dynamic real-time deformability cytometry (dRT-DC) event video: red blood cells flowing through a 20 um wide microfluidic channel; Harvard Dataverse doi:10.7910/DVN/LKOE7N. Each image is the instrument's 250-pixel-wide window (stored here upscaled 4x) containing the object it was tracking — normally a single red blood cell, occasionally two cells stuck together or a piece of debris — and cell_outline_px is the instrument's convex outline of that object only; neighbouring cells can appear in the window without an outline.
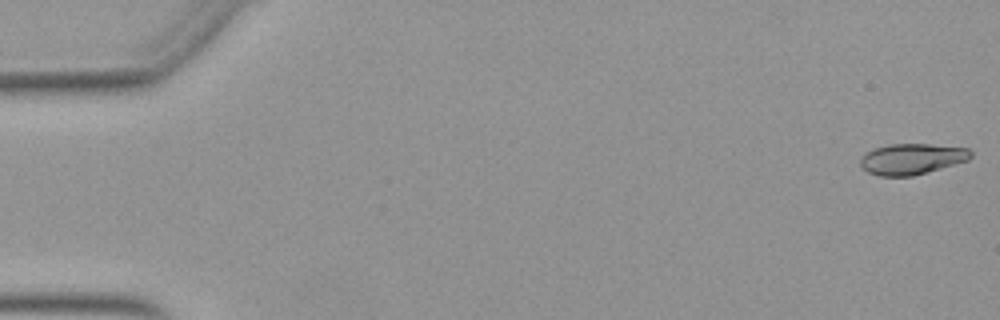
{"species": "Egyptian fruit bat (a non-hibernating species)", "species_latin": "Rousettus aegyptiacus", "temperature_condition": "warm", "stored_images_in_passage": 52, "camera_frame_rate_fps": 3000, "um_per_image_px": 0.085, "animal": {"sex": "female"}, "frame": {"image": 1, "passage_image": 1, "time_ms": 0.0, "image_size_px": [1000, 320], "cell_outline_px": [[972, 156], [968, 160], [912, 176], [880, 176], [868, 172], [860, 164], [860, 160], [864, 152], [872, 148], [888, 144], [928, 144], [968, 148], [972, 152]], "centroid_in_image_um": [77.47, 13.5], "position_along_channel_um": 7.5, "area_um2": 19.83}}
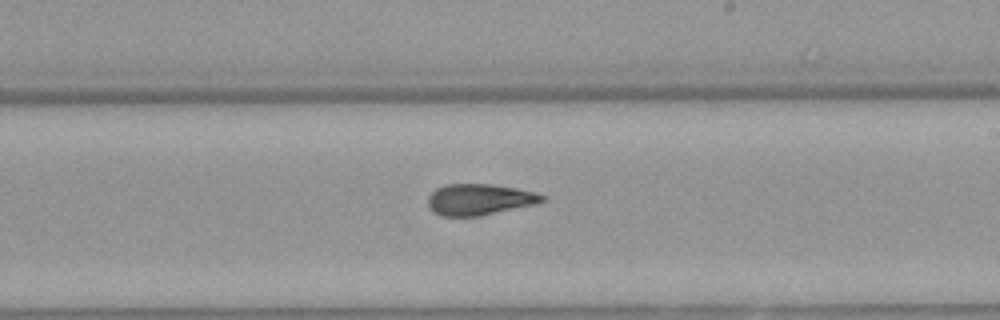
{"frame": {"image": 2, "passage_image": 31, "time_ms": 10.0, "image_size_px": [1000, 320], "cell_outline_px": [[544, 200], [536, 204], [480, 216], [440, 216], [432, 212], [428, 208], [428, 196], [436, 188], [448, 184], [492, 184], [516, 188], [536, 192], [544, 196]], "centroid_in_image_um": [40.72, 16.96], "position_along_channel_um": 248.3, "area_um2": 20.87}}
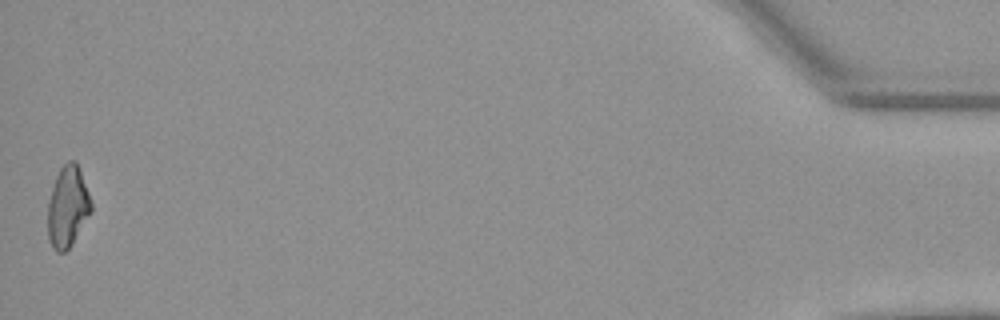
{"frame": {"image": 3, "passage_image": 52, "time_ms": 17.0, "image_size_px": [1000, 320], "cell_outline_px": [[92, 212], [72, 244], [64, 252], [56, 252], [48, 240], [48, 200], [56, 176], [60, 168], [68, 160], [76, 160], [80, 168], [92, 204]], "centroid_in_image_um": [5.76, 17.56], "position_along_channel_um": 429.4, "area_um2": 20.63}, "authors_computed_cell_mechanics": {"area_um2": 20.6057, "velocity_mm_per_s": 3.9396, "shape_relaxation_time_tau1_ms": 4.322, "shape_relaxation_time_tau2_ms": 2.1642, "deformation_change_tau1": 0.1804, "deformation_change_tau2": 0.1057}}